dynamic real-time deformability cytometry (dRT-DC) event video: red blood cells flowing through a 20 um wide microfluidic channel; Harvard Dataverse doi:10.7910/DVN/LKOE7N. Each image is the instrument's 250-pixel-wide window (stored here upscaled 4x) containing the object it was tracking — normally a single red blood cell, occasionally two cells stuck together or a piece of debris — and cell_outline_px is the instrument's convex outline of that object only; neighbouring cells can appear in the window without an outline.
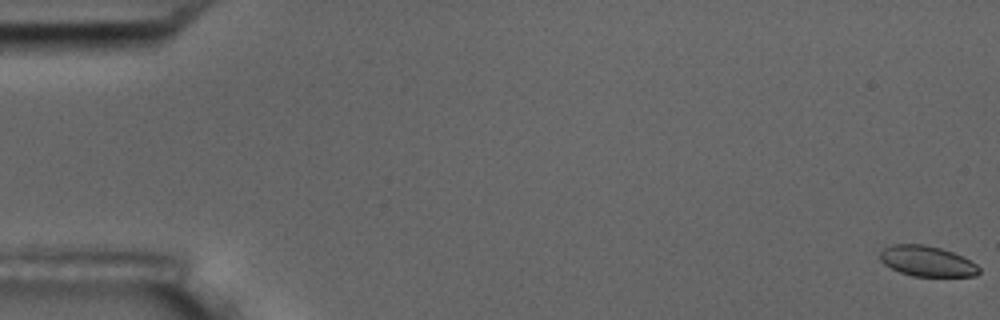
{"species": "common noctule bat (a hibernating species)", "species_latin": "Nyctalus noctula", "temperature_condition": "room temperature", "stored_images_in_passage": 5, "camera_frame_rate_fps": 3000, "um_per_image_px": 0.085, "animal": {"sex": "male", "body_mass_g": 17.5, "forearm_length_mm": 52.3}, "frame": {"image": 1, "passage_image": 1, "time_ms": 0.0, "image_size_px": [1000, 320], "cell_outline_px": [[980, 272], [976, 276], [912, 276], [900, 272], [884, 264], [880, 260], [880, 252], [884, 248], [892, 244], [924, 244], [940, 248], [952, 252], [976, 264], [980, 268]], "centroid_in_image_um": [78.78, 22.2], "position_along_channel_um": 6.2, "area_um2": 17.46}}
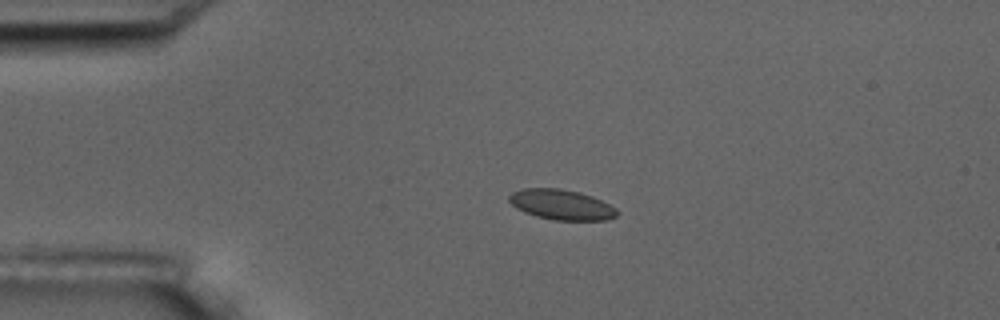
{"frame": {"image": 2, "passage_image": 4, "time_ms": 4.333, "image_size_px": [1000, 320], "cell_outline_px": [[620, 212], [616, 216], [608, 220], [552, 220], [536, 216], [524, 212], [516, 208], [508, 200], [508, 196], [512, 192], [524, 188], [560, 188], [580, 192], [592, 196], [616, 208]], "centroid_in_image_um": [47.72, 17.39], "position_along_channel_um": 37.3, "area_um2": 19.13}}